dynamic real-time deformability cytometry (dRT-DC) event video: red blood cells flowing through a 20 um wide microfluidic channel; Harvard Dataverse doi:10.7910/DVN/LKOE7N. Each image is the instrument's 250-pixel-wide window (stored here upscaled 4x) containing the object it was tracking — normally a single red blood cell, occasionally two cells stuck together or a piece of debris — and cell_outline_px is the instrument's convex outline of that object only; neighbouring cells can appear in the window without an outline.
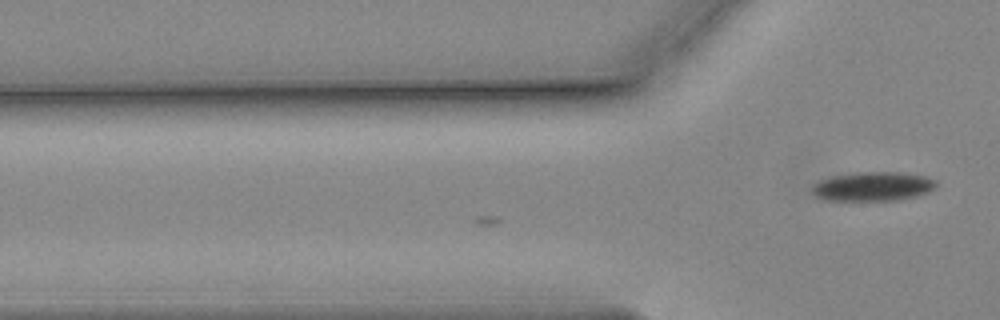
{"species": "common noctule bat (a hibernating species)", "species_latin": "Nyctalus noctula", "temperature_condition": "cold", "stored_images_in_passage": 2, "camera_frame_rate_fps": 3000, "um_per_image_px": 0.085, "animal": {"sex": "male", "body_mass_g": 19.2, "forearm_length_mm": 51.8}, "frame": {"image": 1, "passage_image": 2, "time_ms": 0.333, "image_size_px": [1000, 320], "cell_outline_px": [[936, 188], [928, 192], [916, 196], [896, 200], [820, 200], [812, 196], [808, 192], [808, 188], [812, 184], [820, 180], [832, 176], [860, 172], [896, 172], [928, 176], [936, 180]], "centroid_in_image_um": [74.11, 15.85], "position_along_channel_um": 51.7, "area_um2": 21.5}}